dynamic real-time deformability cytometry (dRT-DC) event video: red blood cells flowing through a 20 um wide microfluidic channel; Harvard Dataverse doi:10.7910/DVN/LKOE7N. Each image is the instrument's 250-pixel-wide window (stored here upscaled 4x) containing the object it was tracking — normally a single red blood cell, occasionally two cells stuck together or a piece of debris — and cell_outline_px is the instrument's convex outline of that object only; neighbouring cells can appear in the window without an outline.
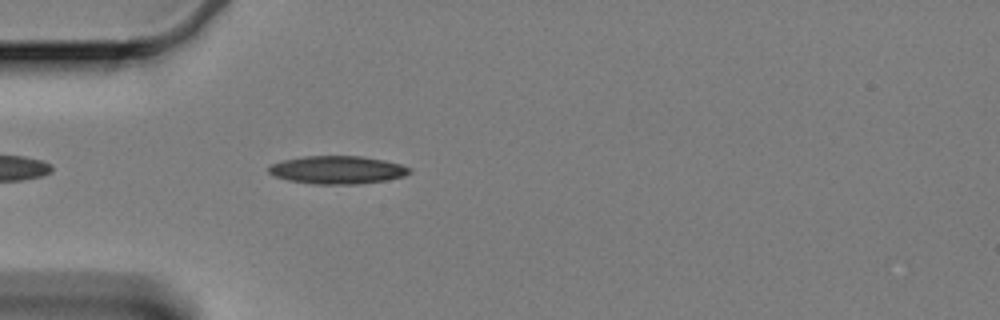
{"species": "Egyptian fruit bat (a non-hibernating species)", "species_latin": "Rousettus aegyptiacus", "temperature_condition": "cold", "stored_images_in_passage": 20, "camera_frame_rate_fps": 3000, "um_per_image_px": 0.085, "animal": {"sex": "female"}, "frame": {"image": 1, "passage_image": 5, "time_ms": 1.333, "image_size_px": [1000, 320], "cell_outline_px": [[412, 172], [404, 176], [388, 180], [360, 184], [312, 184], [288, 180], [272, 176], [268, 172], [268, 164], [284, 160], [304, 156], [360, 156], [384, 160], [400, 164], [412, 168]], "centroid_in_image_um": [28.66, 14.44], "position_along_channel_um": 56.3, "area_um2": 23.24}}
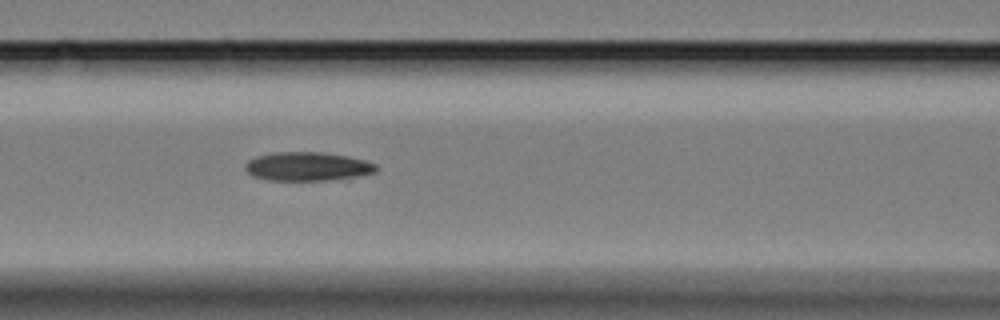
{"frame": {"image": 2, "passage_image": 13, "time_ms": 4.0, "image_size_px": [1000, 320], "cell_outline_px": [[380, 168], [376, 172], [348, 180], [268, 180], [252, 176], [244, 168], [244, 164], [248, 160], [256, 156], [276, 152], [320, 152], [348, 156], [364, 160], [376, 164]], "centroid_in_image_um": [26.19, 14.16], "position_along_channel_um": 140.4, "area_um2": 22.43}}
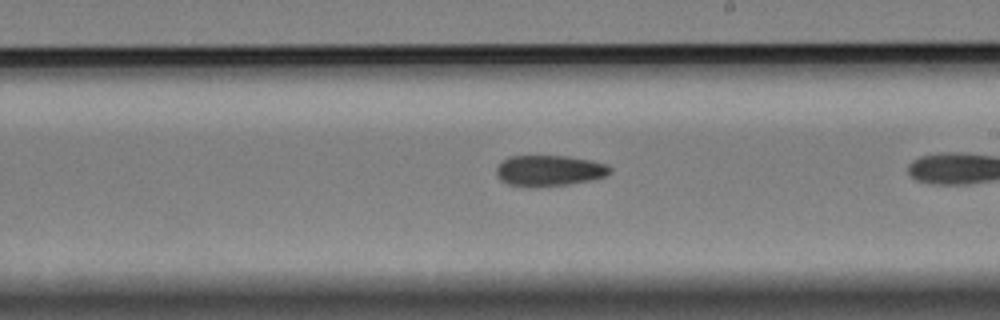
{"frame": {"image": 3, "passage_image": 19, "time_ms": 6.0, "image_size_px": [1000, 320], "cell_outline_px": [[612, 172], [604, 176], [592, 180], [568, 184], [528, 188], [508, 184], [500, 180], [496, 176], [496, 168], [508, 156], [568, 156], [592, 160], [608, 164], [612, 168]], "centroid_in_image_um": [46.69, 14.51], "position_along_channel_um": 242.3, "area_um2": 20.75}}